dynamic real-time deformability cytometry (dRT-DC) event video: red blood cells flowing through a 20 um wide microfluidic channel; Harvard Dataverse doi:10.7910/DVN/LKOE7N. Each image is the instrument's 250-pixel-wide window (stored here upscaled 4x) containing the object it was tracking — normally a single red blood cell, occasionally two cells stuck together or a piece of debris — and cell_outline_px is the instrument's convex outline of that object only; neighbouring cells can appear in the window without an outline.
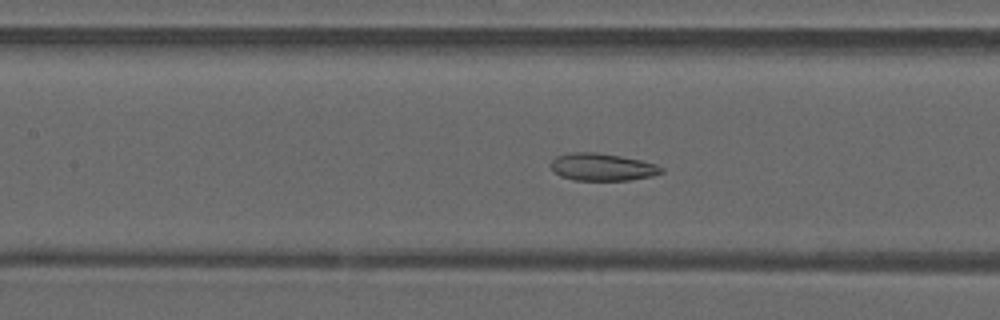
{"species": "common noctule bat (a hibernating species)", "species_latin": "Nyctalus noctula", "temperature_condition": "warm", "stored_images_in_passage": 51, "camera_frame_rate_fps": 3000, "um_per_image_px": 0.085, "animal": {"sex": "male", "forearm_length_mm": 52.5}, "frame": {"image": 1, "passage_image": 24, "time_ms": 7.667, "image_size_px": [1000, 320], "cell_outline_px": [[664, 172], [652, 176], [632, 180], [572, 180], [560, 176], [548, 164], [556, 156], [572, 152], [596, 152], [620, 156], [640, 160], [656, 164], [664, 168]], "centroid_in_image_um": [51.19, 14.2], "position_along_channel_um": 156.2, "area_um2": 17.74}}
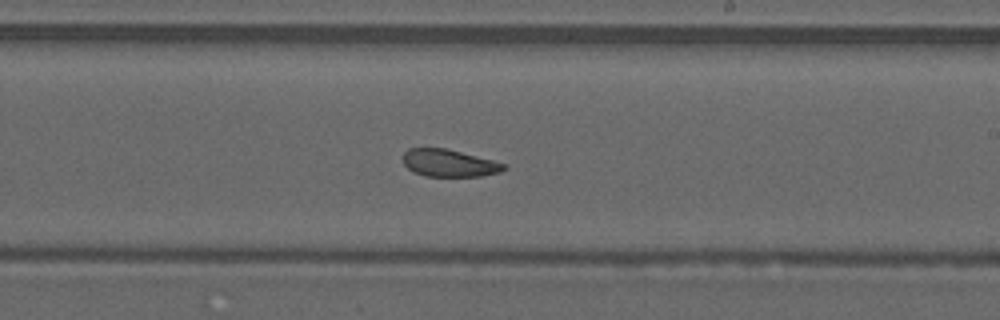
{"frame": {"image": 2, "passage_image": 31, "time_ms": 10.0, "image_size_px": [1000, 320], "cell_outline_px": [[508, 168], [500, 172], [480, 176], [424, 176], [412, 172], [404, 164], [404, 152], [408, 148], [448, 148], [492, 160], [504, 164]], "centroid_in_image_um": [38.16, 13.86], "position_along_channel_um": 250.8, "area_um2": 16.07}}
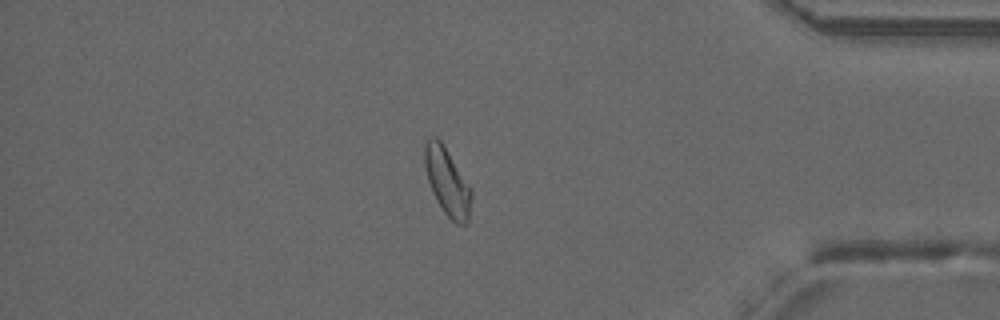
{"frame": {"image": 3, "passage_image": 44, "time_ms": 14.333, "image_size_px": [1000, 320], "cell_outline_px": [[472, 196], [468, 224], [456, 224], [444, 212], [436, 200], [432, 192], [428, 180], [424, 164], [424, 148], [428, 136], [436, 136], [440, 140], [472, 188]], "centroid_in_image_um": [38.02, 15.45], "position_along_channel_um": 397.2, "area_um2": 18.44}, "authors_computed_cell_mechanics": {"area_um2": 18.4382, "velocity_mm_per_s": 4.0774, "shape_relaxation_time_tau1_ms": null, "shape_relaxation_time_tau2_ms": 2.6064, "deformation_change_tau1": null, "deformation_change_tau2": 0.0956}}